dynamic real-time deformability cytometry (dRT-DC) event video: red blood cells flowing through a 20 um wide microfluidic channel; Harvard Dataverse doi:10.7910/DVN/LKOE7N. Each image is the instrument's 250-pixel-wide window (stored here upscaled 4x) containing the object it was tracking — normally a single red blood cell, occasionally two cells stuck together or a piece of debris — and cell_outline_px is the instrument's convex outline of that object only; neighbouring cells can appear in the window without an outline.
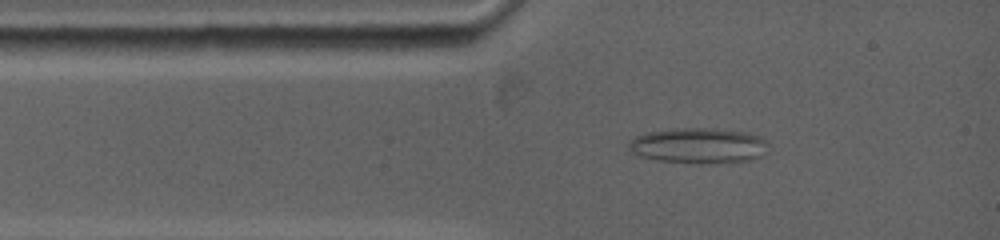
{"species": "common noctule bat (a hibernating species)", "species_latin": "Nyctalus noctula", "temperature_condition": "warm", "stored_images_in_passage": 57, "camera_frame_rate_fps": 5000, "um_per_image_px": 0.085, "animal": {"sex": "female", "body_mass_g": 19.0, "forearm_length_mm": 53.3}, "frame": {"image": 1, "passage_image": 9, "time_ms": 1.4, "image_size_px": [1000, 240], "cell_outline_px": [[768, 144], [760, 156], [752, 160], [700, 164], [696, 164], [660, 160], [640, 156], [632, 152], [628, 148], [628, 144], [636, 136], [648, 132], [676, 128], [716, 128], [740, 132], [760, 136]], "centroid_in_image_um": [59.35, 12.38], "position_along_channel_um": 25.7, "area_um2": 28.61}}
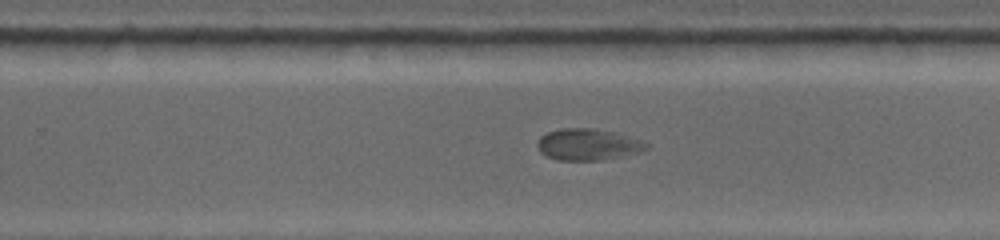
{"frame": {"image": 2, "passage_image": 35, "time_ms": 8.4, "image_size_px": [1000, 240], "cell_outline_px": [[648, 148], [636, 152], [604, 160], [556, 160], [540, 152], [536, 144], [540, 136], [548, 132], [560, 128], [596, 128], [612, 132], [640, 140], [648, 144]], "centroid_in_image_um": [49.91, 12.28], "position_along_channel_um": 279.9, "area_um2": 19.77}}
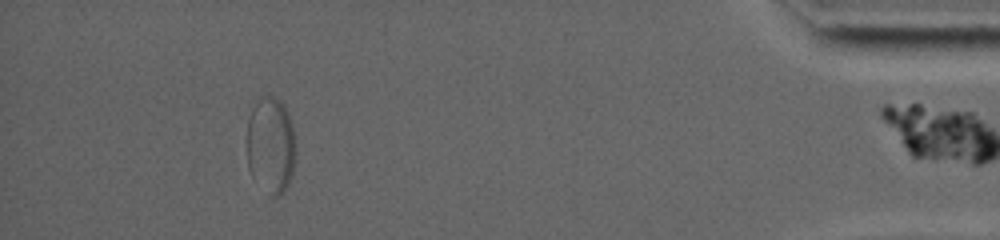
{"frame": {"image": 3, "passage_image": 56, "time_ms": 14.0, "image_size_px": [1000, 240], "cell_outline_px": [[296, 152], [292, 176], [284, 192], [280, 196], [272, 196], [252, 176], [248, 168], [248, 120], [252, 108], [260, 96], [272, 96], [280, 100], [284, 104], [288, 112], [296, 144]], "centroid_in_image_um": [23.04, 12.33], "position_along_channel_um": 412.2, "area_um2": 27.51}}